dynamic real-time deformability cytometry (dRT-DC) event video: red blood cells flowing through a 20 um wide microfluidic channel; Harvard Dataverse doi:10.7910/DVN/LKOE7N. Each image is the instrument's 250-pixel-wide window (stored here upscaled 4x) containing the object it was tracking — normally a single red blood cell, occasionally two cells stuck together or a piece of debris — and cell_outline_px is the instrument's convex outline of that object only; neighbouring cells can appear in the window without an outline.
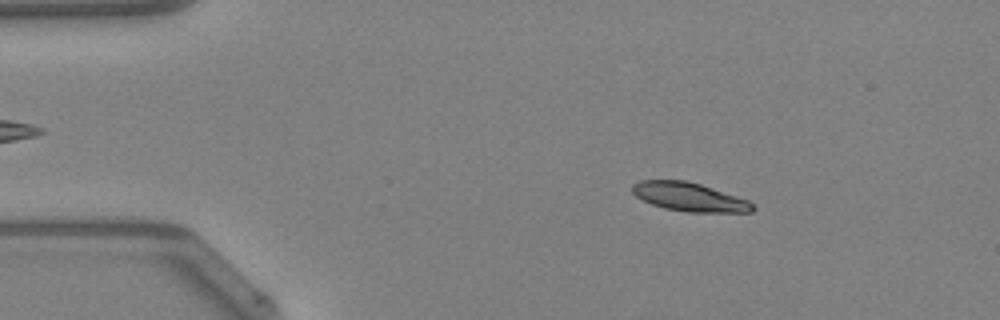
{"species": "Egyptian fruit bat (a non-hibernating species)", "species_latin": "Rousettus aegyptiacus", "temperature_condition": "warm", "stored_images_in_passage": 47, "camera_frame_rate_fps": 3000, "um_per_image_px": 0.085, "animal": {"sex": "female"}, "frame": {"image": 1, "passage_image": 7, "time_ms": 2.0, "image_size_px": [1000, 320], "cell_outline_px": [[756, 208], [752, 212], [688, 212], [664, 208], [652, 204], [636, 196], [632, 192], [632, 184], [640, 180], [684, 180], [700, 184], [748, 200]], "centroid_in_image_um": [58.58, 16.74], "position_along_channel_um": 26.4, "area_um2": 19.94}}
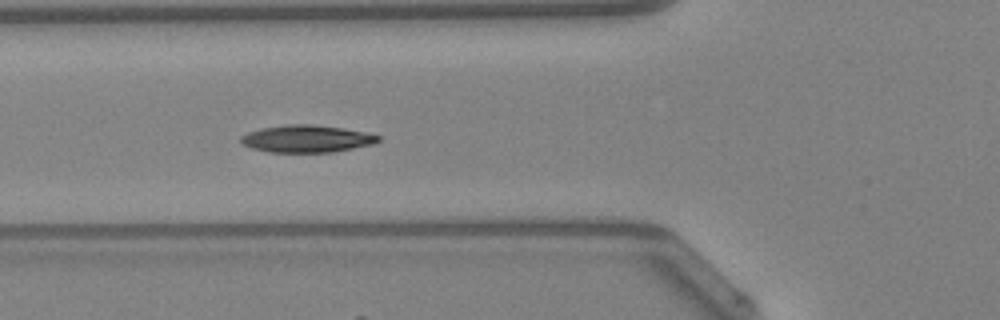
{"frame": {"image": 2, "passage_image": 17, "time_ms": 5.333, "image_size_px": [1000, 320], "cell_outline_px": [[380, 140], [372, 144], [332, 152], [268, 152], [252, 148], [240, 144], [240, 136], [248, 132], [260, 128], [288, 124], [312, 124], [340, 128], [364, 132], [380, 136]], "centroid_in_image_um": [26.0, 11.79], "position_along_channel_um": 99.8, "area_um2": 21.73}}
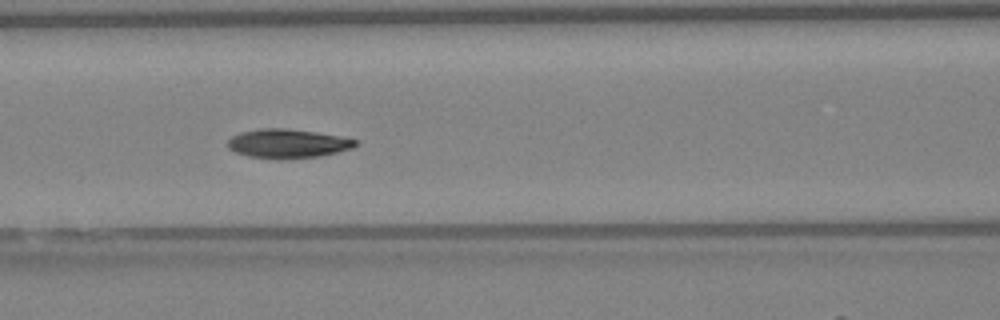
{"frame": {"image": 3, "passage_image": 20, "time_ms": 6.333, "image_size_px": [1000, 320], "cell_outline_px": [[356, 144], [352, 148], [320, 156], [280, 160], [276, 160], [248, 156], [236, 152], [228, 148], [228, 140], [232, 136], [240, 132], [260, 128], [284, 128], [316, 132], [340, 136], [356, 140]], "centroid_in_image_um": [24.41, 12.21], "position_along_channel_um": 142.2, "area_um2": 21.68}, "authors_computed_cell_mechanics": {"area_um2": 20.8658, "velocity_mm_per_s": 4.2275, "shape_relaxation_time_tau1_ms": 3.7828, "shape_relaxation_time_tau2_ms": 3.301, "deformation_change_tau1": 0.1387, "deformation_change_tau2": 0.0655}}